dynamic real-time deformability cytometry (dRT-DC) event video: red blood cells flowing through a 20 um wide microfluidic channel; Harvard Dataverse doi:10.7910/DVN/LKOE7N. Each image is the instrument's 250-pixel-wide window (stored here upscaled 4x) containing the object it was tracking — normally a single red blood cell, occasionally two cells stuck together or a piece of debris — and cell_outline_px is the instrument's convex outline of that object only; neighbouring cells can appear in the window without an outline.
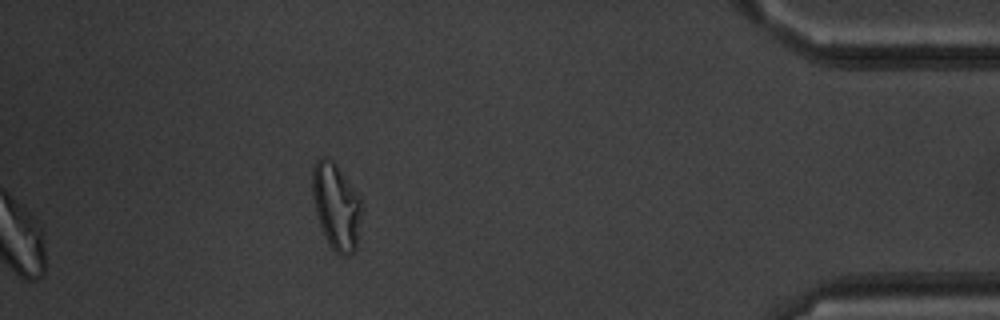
{"species": "common noctule bat (a hibernating species)", "species_latin": "Nyctalus noctula", "temperature_condition": "warm", "stored_images_in_passage": 41, "segment_of_instrument_passage": [2, 2], "camera_frame_rate_fps": 3000, "um_per_image_px": 0.085, "animal": {"sex": "male", "body_mass_g": 20.1, "forearm_length_mm": 53.5}, "frame": {"image": 1, "passage_image": 41, "time_ms": 13.333, "image_size_px": [1000, 320], "cell_outline_px": [[364, 208], [356, 252], [348, 256], [340, 256], [332, 248], [320, 224], [316, 212], [312, 196], [312, 168], [316, 160], [320, 156], [328, 156], [336, 164], [356, 192], [364, 204]], "centroid_in_image_um": [28.62, 17.54], "position_along_channel_um": 406.6, "area_um2": 25.26}}